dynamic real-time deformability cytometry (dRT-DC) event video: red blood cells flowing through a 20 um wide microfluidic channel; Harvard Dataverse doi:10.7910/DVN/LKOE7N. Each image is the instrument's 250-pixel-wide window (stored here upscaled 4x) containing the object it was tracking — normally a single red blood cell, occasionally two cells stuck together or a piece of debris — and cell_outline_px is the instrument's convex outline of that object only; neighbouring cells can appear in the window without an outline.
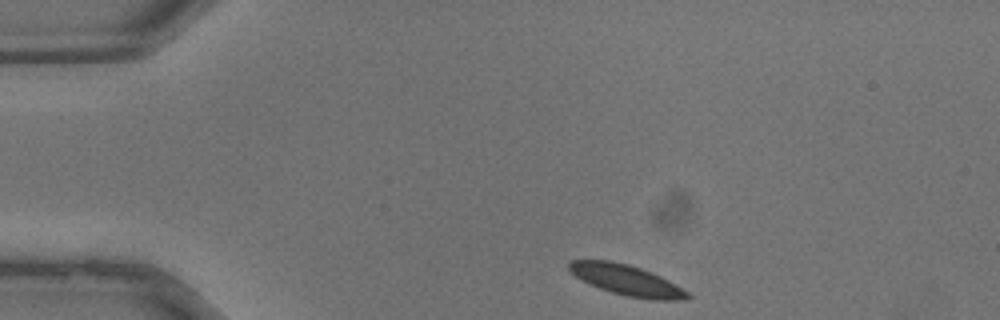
{"species": "common noctule bat (a hibernating species)", "species_latin": "Nyctalus noctula", "temperature_condition": "warm", "stored_images_in_passage": 32, "camera_frame_rate_fps": 3000, "um_per_image_px": 0.085, "animal": {"sex": "male", "body_mass_g": 13.3}, "frame": {"image": 1, "passage_image": 1, "time_ms": 0.0, "image_size_px": [1000, 320], "cell_outline_px": [[692, 296], [684, 300], [652, 300], [624, 296], [600, 288], [580, 280], [568, 272], [568, 260], [608, 260], [628, 264], [652, 272], [668, 280], [688, 292]], "centroid_in_image_um": [53.22, 23.81], "position_along_channel_um": 31.8, "area_um2": 21.27}}
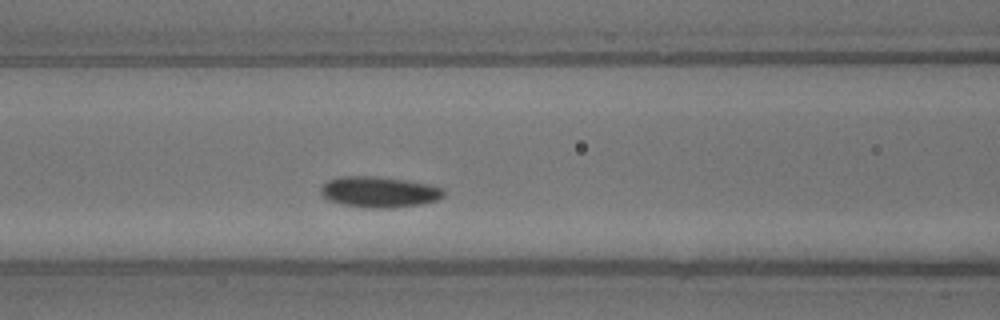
{"frame": {"image": 2, "passage_image": 10, "time_ms": 3.0, "image_size_px": [1000, 320], "cell_outline_px": [[444, 196], [436, 200], [420, 204], [392, 208], [364, 208], [344, 204], [328, 200], [320, 192], [320, 188], [328, 180], [336, 176], [376, 176], [404, 180], [444, 188]], "centroid_in_image_um": [32.19, 16.32], "position_along_channel_um": 134.4, "area_um2": 22.02}}
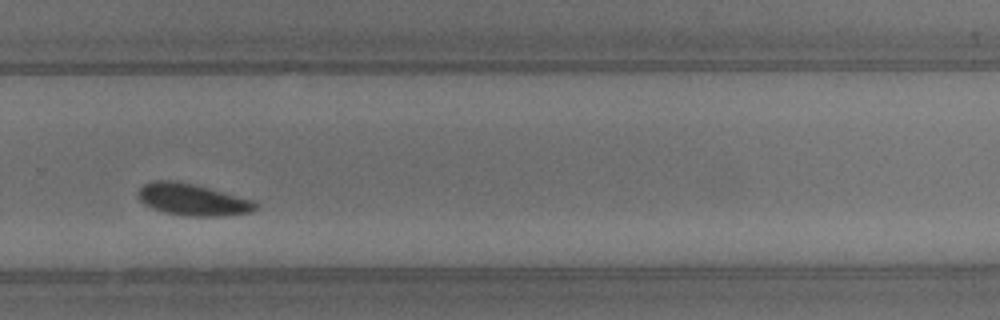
{"frame": {"image": 3, "passage_image": 20, "time_ms": 6.333, "image_size_px": [1000, 320], "cell_outline_px": [[256, 208], [252, 212], [224, 216], [184, 216], [164, 212], [152, 208], [144, 204], [140, 200], [136, 192], [144, 184], [152, 180], [176, 180], [208, 188], [252, 200], [256, 204]], "centroid_in_image_um": [16.31, 16.97], "position_along_channel_um": 313.5, "area_um2": 21.68}}